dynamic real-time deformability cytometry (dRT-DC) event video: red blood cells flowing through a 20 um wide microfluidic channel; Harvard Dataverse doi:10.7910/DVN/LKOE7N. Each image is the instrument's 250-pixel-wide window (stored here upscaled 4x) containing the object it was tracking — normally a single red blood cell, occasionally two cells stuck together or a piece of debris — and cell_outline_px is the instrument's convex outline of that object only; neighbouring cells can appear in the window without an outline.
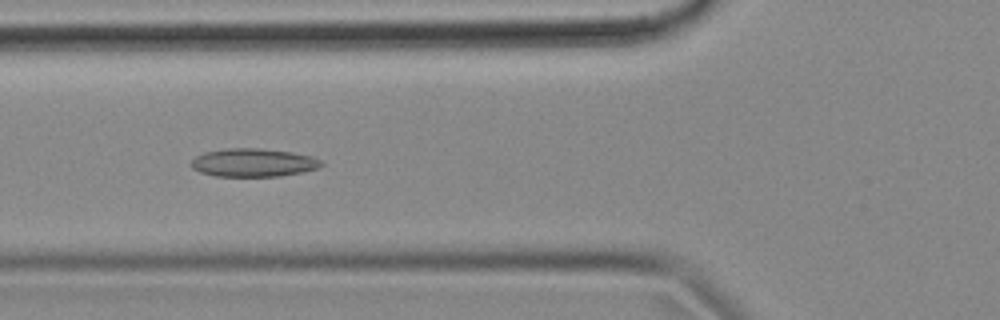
{"species": "common noctule bat (a hibernating species)", "species_latin": "Nyctalus noctula", "temperature_condition": "cold", "stored_images_in_passage": 55, "camera_frame_rate_fps": 3000, "um_per_image_px": 0.085, "animal": {"sex": "female", "body_mass_g": 18.4}, "frame": {"image": 1, "passage_image": 20, "time_ms": 6.333, "image_size_px": [1000, 320], "cell_outline_px": [[324, 164], [316, 168], [300, 172], [280, 176], [216, 176], [200, 172], [192, 168], [192, 160], [196, 156], [204, 152], [224, 148], [260, 148], [292, 152], [312, 156], [320, 160]], "centroid_in_image_um": [21.51, 13.81], "position_along_channel_um": 104.3, "area_um2": 21.33}}
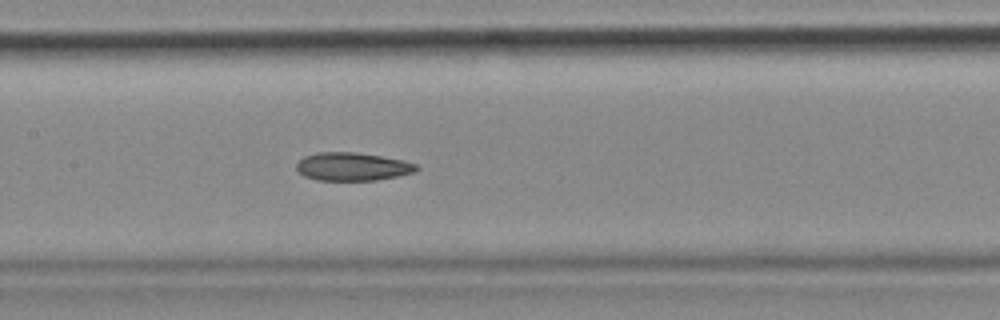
{"frame": {"image": 2, "passage_image": 26, "time_ms": 8.333, "image_size_px": [1000, 320], "cell_outline_px": [[420, 168], [416, 172], [376, 180], [316, 180], [304, 176], [296, 168], [296, 164], [304, 156], [316, 152], [356, 152], [404, 160], [416, 164]], "centroid_in_image_um": [29.96, 14.16], "position_along_channel_um": 177.4, "area_um2": 19.71}}
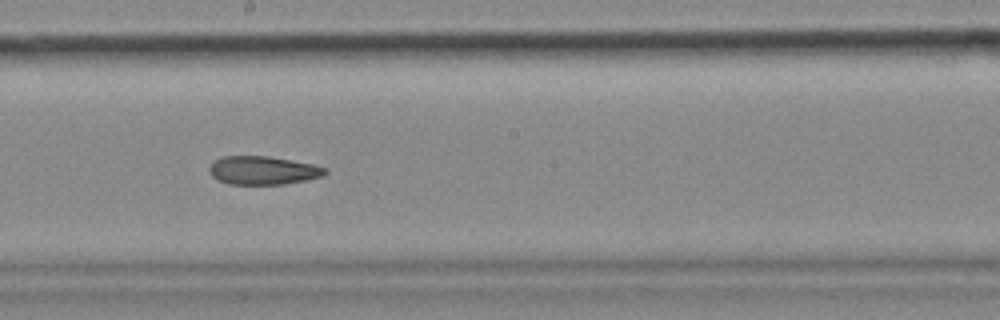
{"frame": {"image": 3, "passage_image": 30, "time_ms": 9.667, "image_size_px": [1000, 320], "cell_outline_px": [[328, 172], [324, 176], [284, 184], [228, 184], [212, 176], [208, 168], [216, 160], [224, 156], [268, 156], [312, 164], [328, 168]], "centroid_in_image_um": [22.38, 14.48], "position_along_channel_um": 225.8, "area_um2": 19.02}, "authors_computed_cell_mechanics": {"area_um2": 20.519, "velocity_mm_per_s": 3.658, "shape_relaxation_time_tau1_ms": null, "shape_relaxation_time_tau2_ms": 6.9973, "deformation_change_tau1": null, "deformation_change_tau2": 0.1348}}